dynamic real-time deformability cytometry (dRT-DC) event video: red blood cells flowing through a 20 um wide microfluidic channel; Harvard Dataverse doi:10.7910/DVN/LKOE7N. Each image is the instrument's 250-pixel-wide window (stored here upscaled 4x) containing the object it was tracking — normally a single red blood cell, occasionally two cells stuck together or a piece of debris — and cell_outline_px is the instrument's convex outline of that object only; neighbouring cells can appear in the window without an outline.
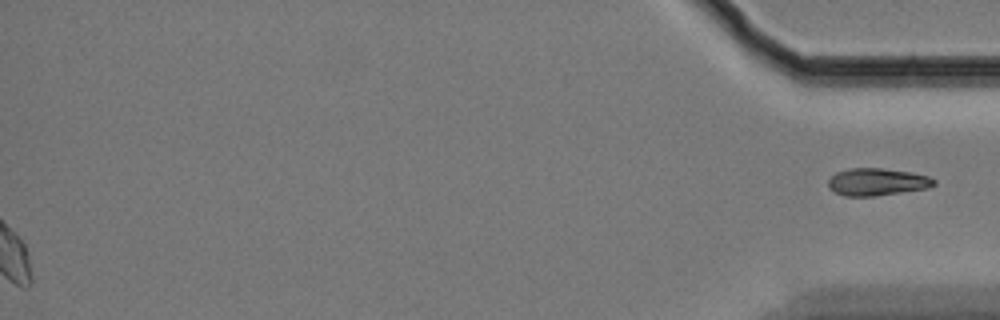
{"species": "Egyptian fruit bat (a non-hibernating species)", "species_latin": "Rousettus aegyptiacus", "temperature_condition": "cold", "stored_images_in_passage": 46, "segment_of_instrument_passage": [2, 2], "camera_frame_rate_fps": 3000, "um_per_image_px": 0.085, "animal": {"sex": "female"}, "frame": {"image": 1, "passage_image": 46, "time_ms": 15.0, "image_size_px": [1000, 320], "cell_outline_px": [[936, 184], [928, 188], [872, 196], [844, 196], [828, 188], [828, 180], [836, 172], [848, 168], [880, 168], [908, 172], [928, 176], [936, 180]], "centroid_in_image_um": [74.52, 15.46], "position_along_channel_um": 360.7, "area_um2": 16.7}}